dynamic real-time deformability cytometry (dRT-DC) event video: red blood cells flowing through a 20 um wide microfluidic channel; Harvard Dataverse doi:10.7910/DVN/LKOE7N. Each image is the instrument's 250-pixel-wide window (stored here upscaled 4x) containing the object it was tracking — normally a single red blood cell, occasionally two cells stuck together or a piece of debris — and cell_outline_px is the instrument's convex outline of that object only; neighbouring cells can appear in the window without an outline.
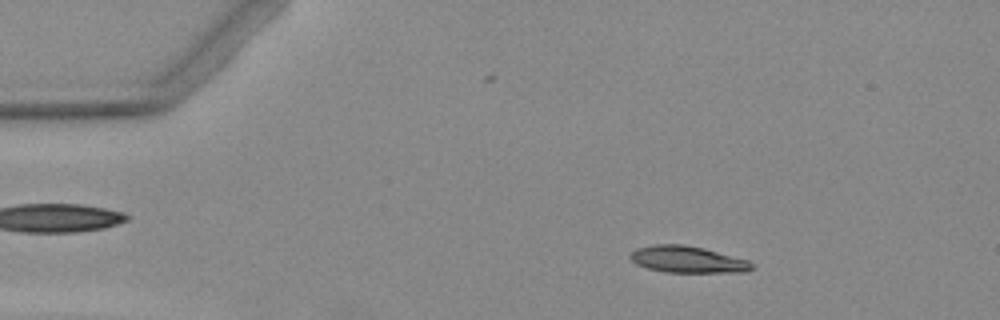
{"species": "Egyptian fruit bat (a non-hibernating species)", "species_latin": "Rousettus aegyptiacus", "temperature_condition": "warm", "stored_images_in_passage": 3, "camera_frame_rate_fps": 3000, "um_per_image_px": 0.085, "animal": {"sex": "female"}, "frame": {"image": 1, "passage_image": 1, "time_ms": 0.0, "image_size_px": [1000, 320], "cell_outline_px": [[756, 268], [748, 272], [664, 272], [648, 268], [636, 264], [628, 256], [636, 248], [656, 244], [684, 244], [704, 248], [748, 260], [756, 264]], "centroid_in_image_um": [58.49, 22.06], "position_along_channel_um": 26.5, "area_um2": 19.07}}